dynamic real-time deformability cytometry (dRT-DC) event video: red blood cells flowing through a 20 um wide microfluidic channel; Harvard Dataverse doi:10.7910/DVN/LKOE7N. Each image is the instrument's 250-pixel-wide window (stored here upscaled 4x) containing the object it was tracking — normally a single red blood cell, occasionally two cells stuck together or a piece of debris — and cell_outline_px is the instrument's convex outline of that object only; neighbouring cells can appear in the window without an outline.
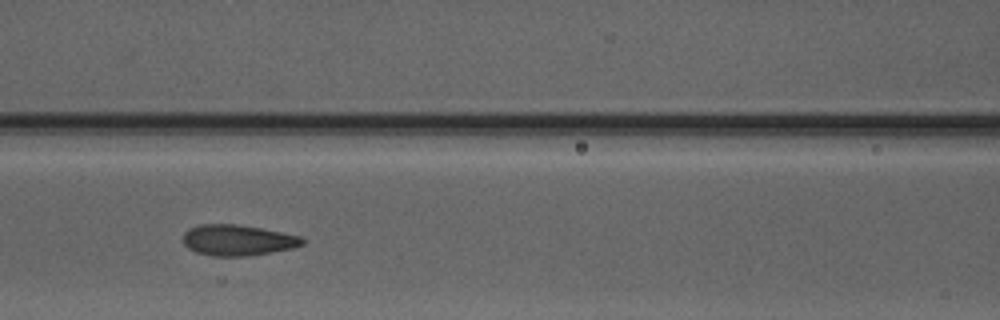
{"species": "Egyptian fruit bat (a non-hibernating species)", "species_latin": "Rousettus aegyptiacus", "temperature_condition": "warm", "stored_images_in_passage": 6, "camera_frame_rate_fps": 3000, "um_per_image_px": 0.085, "animal": {"sex": "male"}, "frame": {"image": 1, "passage_image": 5, "time_ms": 5.667, "image_size_px": [1000, 320], "cell_outline_px": [[304, 244], [292, 248], [272, 252], [244, 256], [212, 256], [196, 252], [188, 248], [184, 244], [184, 232], [188, 228], [200, 224], [236, 224], [260, 228], [300, 236], [304, 240]], "centroid_in_image_um": [20.17, 20.41], "position_along_channel_um": 146.4, "area_um2": 21.33}}
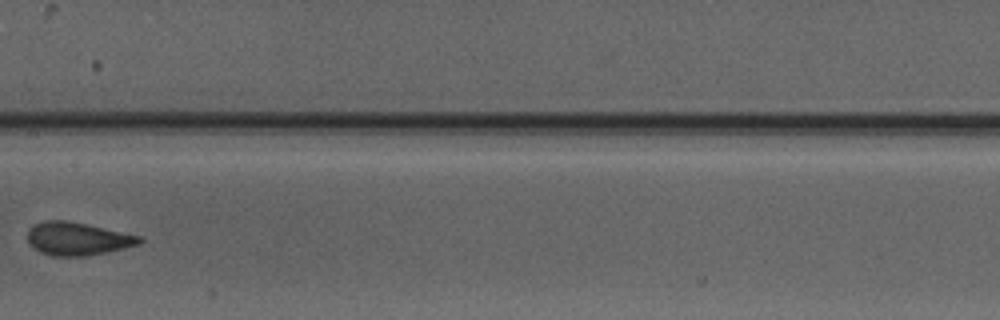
{"frame": {"image": 2, "passage_image": 6, "time_ms": 7.0, "image_size_px": [1000, 320], "cell_outline_px": [[144, 240], [140, 244], [124, 248], [88, 256], [52, 256], [40, 252], [32, 248], [28, 244], [28, 228], [32, 224], [44, 220], [64, 220], [84, 224], [140, 236]], "centroid_in_image_um": [6.53, 20.3], "position_along_channel_um": 200.9, "area_um2": 21.56}}